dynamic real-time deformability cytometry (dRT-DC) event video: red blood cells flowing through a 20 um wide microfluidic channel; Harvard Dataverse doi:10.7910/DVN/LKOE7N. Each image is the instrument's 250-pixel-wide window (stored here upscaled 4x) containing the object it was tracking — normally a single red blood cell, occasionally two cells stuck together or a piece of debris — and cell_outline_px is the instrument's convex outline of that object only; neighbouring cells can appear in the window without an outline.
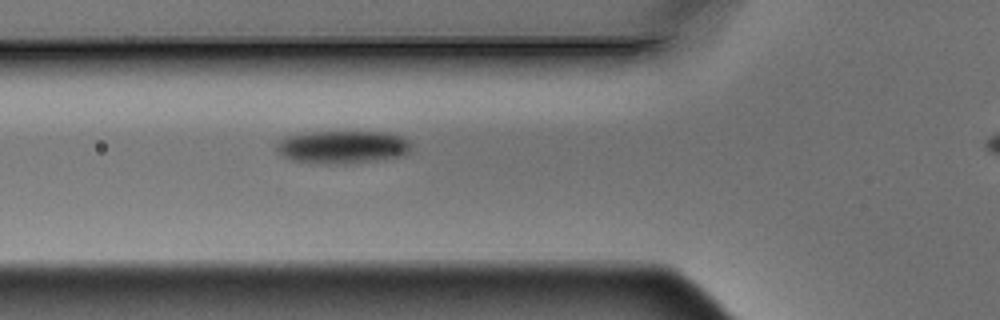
{"species": "Egyptian fruit bat (a non-hibernating species)", "species_latin": "Rousettus aegyptiacus", "temperature_condition": "warm", "stored_images_in_passage": 3, "segment_of_instrument_passage": [1, 2], "camera_frame_rate_fps": 3000, "um_per_image_px": 0.085, "animal": {"sex": "male"}, "frame": {"image": 1, "passage_image": 2, "time_ms": 0.333, "image_size_px": [1000, 320], "cell_outline_px": [[412, 152], [404, 156], [376, 160], [344, 164], [312, 164], [292, 160], [280, 156], [276, 152], [276, 144], [280, 140], [288, 136], [312, 132], [388, 132], [404, 136], [412, 144]], "centroid_in_image_um": [29.15, 12.51], "position_along_channel_um": 96.6, "area_um2": 26.41}}